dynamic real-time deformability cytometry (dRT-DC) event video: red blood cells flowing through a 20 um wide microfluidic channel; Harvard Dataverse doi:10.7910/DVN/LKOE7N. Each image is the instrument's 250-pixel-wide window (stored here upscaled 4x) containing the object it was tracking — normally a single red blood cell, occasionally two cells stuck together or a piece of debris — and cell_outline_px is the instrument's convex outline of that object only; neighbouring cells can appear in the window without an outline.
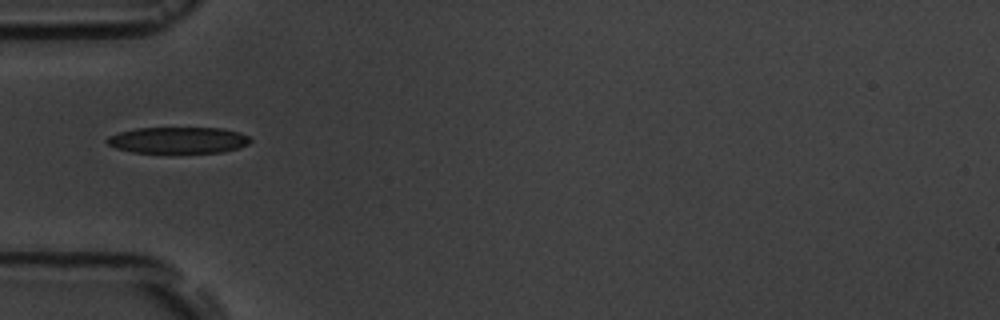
{"species": "common noctule bat (a hibernating species)", "species_latin": "Nyctalus noctula", "temperature_condition": "room temperature", "stored_images_in_passage": 1, "camera_frame_rate_fps": 3000, "um_per_image_px": 0.085, "animal": {"sex": "male", "body_mass_g": 19.5, "forearm_length_mm": 54.6}, "frame": {"image": 1, "passage_image": 1, "time_ms": 0.0, "image_size_px": [1000, 320], "cell_outline_px": [[252, 140], [248, 144], [240, 148], [224, 152], [132, 152], [116, 148], [108, 144], [104, 140], [108, 136], [120, 132], [136, 128], [224, 128], [240, 132], [248, 136]], "centroid_in_image_um": [15.17, 11.91], "position_along_channel_um": 69.8, "area_um2": 22.02}}